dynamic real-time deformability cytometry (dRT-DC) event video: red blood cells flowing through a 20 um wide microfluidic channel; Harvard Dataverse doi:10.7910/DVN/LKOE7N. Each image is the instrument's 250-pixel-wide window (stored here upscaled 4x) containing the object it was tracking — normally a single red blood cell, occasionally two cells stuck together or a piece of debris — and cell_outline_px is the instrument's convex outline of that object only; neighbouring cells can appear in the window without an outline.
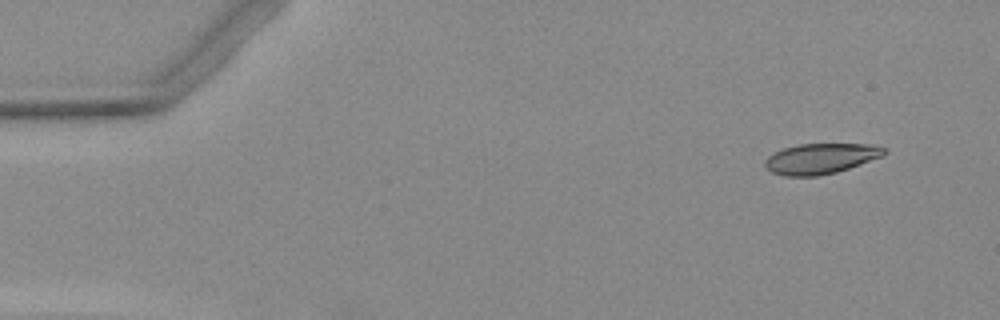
{"species": "Egyptian fruit bat (a non-hibernating species)", "species_latin": "Rousettus aegyptiacus", "temperature_condition": "warm", "stored_images_in_passage": 5, "camera_frame_rate_fps": 3000, "um_per_image_px": 0.085, "animal": {"sex": "female"}, "frame": {"image": 1, "passage_image": 1, "time_ms": 0.0, "image_size_px": [1000, 320], "cell_outline_px": [[888, 152], [884, 156], [836, 172], [816, 176], [784, 176], [772, 172], [764, 164], [764, 160], [768, 156], [784, 148], [800, 144], [868, 144], [884, 148]], "centroid_in_image_um": [69.77, 13.48], "position_along_channel_um": 15.2, "area_um2": 20.98}}
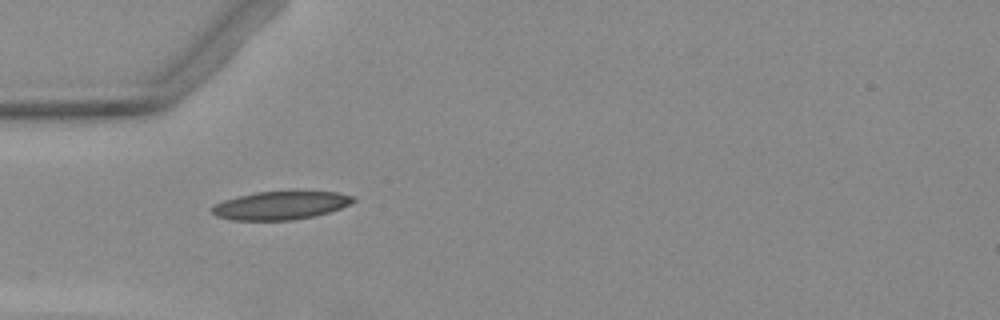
{"frame": {"image": 2, "passage_image": 4, "time_ms": 4.0, "image_size_px": [1000, 320], "cell_outline_px": [[356, 200], [340, 208], [316, 216], [292, 220], [232, 220], [216, 216], [212, 212], [212, 204], [224, 200], [256, 192], [292, 188], [336, 192], [356, 196]], "centroid_in_image_um": [23.9, 17.41], "position_along_channel_um": 61.1, "area_um2": 24.22}}
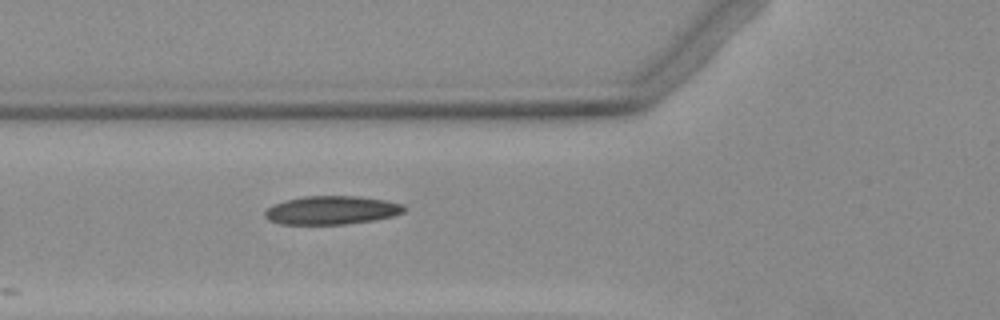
{"frame": {"image": 3, "passage_image": 5, "time_ms": 5.0, "image_size_px": [1000, 320], "cell_outline_px": [[404, 212], [392, 216], [372, 220], [344, 224], [280, 224], [268, 220], [264, 216], [264, 212], [272, 204], [284, 200], [304, 196], [360, 196], [384, 200], [404, 204]], "centroid_in_image_um": [28.14, 17.86], "position_along_channel_um": 97.7, "area_um2": 23.12}}